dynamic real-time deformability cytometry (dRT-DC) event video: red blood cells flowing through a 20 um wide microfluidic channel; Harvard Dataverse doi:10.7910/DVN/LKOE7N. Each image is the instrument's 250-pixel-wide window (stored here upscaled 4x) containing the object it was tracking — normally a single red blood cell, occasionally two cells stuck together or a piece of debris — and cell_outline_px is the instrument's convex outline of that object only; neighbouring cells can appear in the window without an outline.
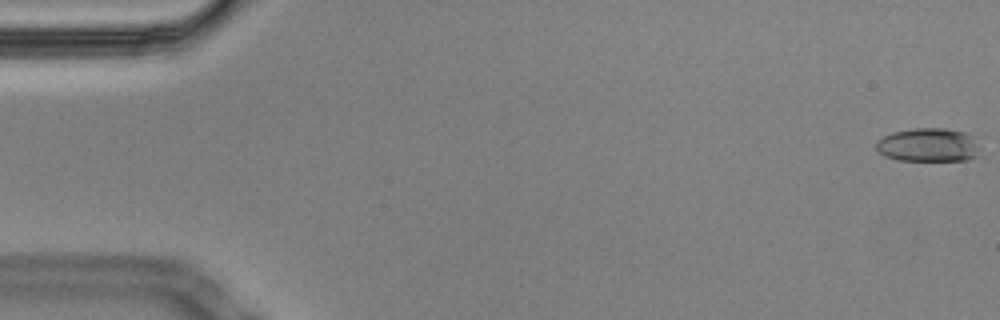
{"species": "Egyptian fruit bat (a non-hibernating species)", "species_latin": "Rousettus aegyptiacus", "temperature_condition": "cold", "stored_images_in_passage": 58, "camera_frame_rate_fps": 3000, "um_per_image_px": 0.085, "animal": {"sex": "male"}, "frame": {"image": 1, "passage_image": 1, "time_ms": 0.0, "image_size_px": [1000, 320], "cell_outline_px": [[984, 156], [968, 160], [900, 160], [884, 156], [876, 148], [876, 140], [892, 132], [912, 128], [944, 128], [964, 132], [972, 136], [980, 148]], "centroid_in_image_um": [78.97, 12.33], "position_along_channel_um": 6.0, "area_um2": 20.69}}
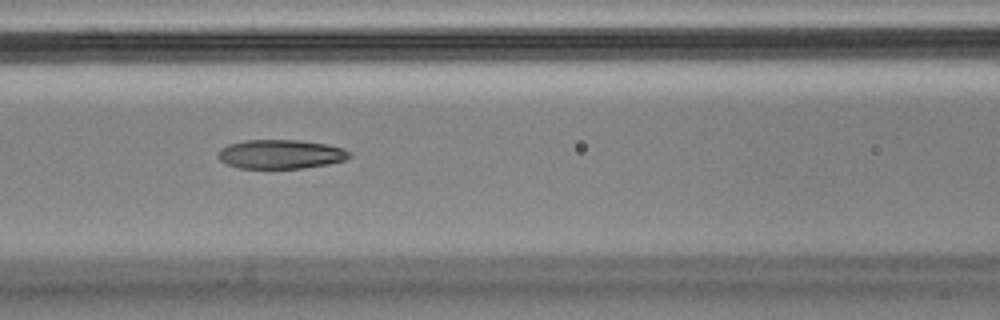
{"frame": {"image": 2, "passage_image": 25, "time_ms": 8.0, "image_size_px": [1000, 320], "cell_outline_px": [[352, 156], [344, 160], [328, 164], [300, 168], [236, 168], [220, 160], [216, 156], [220, 148], [228, 144], [244, 140], [300, 140], [324, 144], [344, 148], [352, 152]], "centroid_in_image_um": [23.84, 13.1], "position_along_channel_um": 142.8, "area_um2": 22.37}}
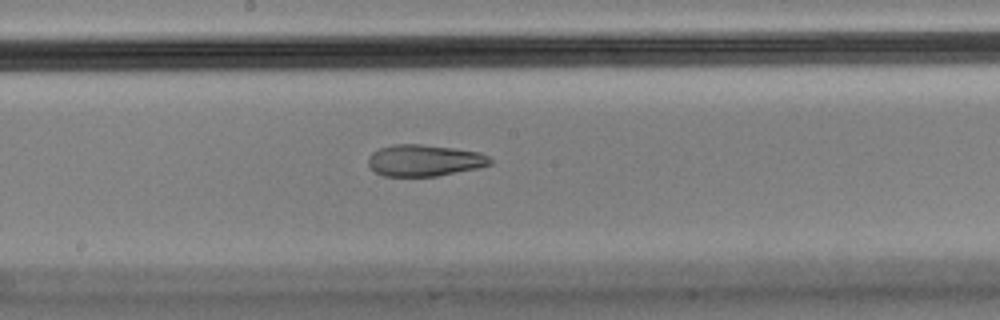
{"frame": {"image": 3, "passage_image": 31, "time_ms": 10.0, "image_size_px": [1000, 320], "cell_outline_px": [[492, 164], [476, 168], [436, 176], [384, 176], [376, 172], [368, 164], [368, 156], [372, 152], [380, 148], [396, 144], [420, 144], [452, 148], [480, 152], [488, 156], [492, 160]], "centroid_in_image_um": [36.06, 13.63], "position_along_channel_um": 212.1, "area_um2": 22.25}, "authors_computed_cell_mechanics": {"area_um2": 22.8021, "velocity_mm_per_s": 3.4664, "shape_relaxation_time_tau1_ms": null, "shape_relaxation_time_tau2_ms": 3.5176, "deformation_change_tau1": null, "deformation_change_tau2": 0.1022}}